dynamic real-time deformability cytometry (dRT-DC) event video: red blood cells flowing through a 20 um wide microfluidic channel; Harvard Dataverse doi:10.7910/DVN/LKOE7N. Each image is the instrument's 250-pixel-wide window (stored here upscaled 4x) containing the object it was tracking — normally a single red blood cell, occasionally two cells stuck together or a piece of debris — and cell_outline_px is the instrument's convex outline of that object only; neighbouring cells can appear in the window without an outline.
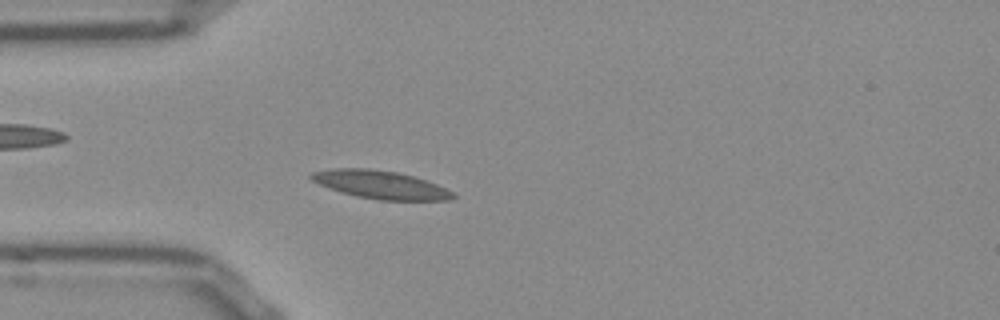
{"species": "Egyptian fruit bat (a non-hibernating species)", "species_latin": "Rousettus aegyptiacus", "temperature_condition": "room temperature", "stored_images_in_passage": 52, "camera_frame_rate_fps": 3000, "um_per_image_px": 0.085, "frame": {"image": 1, "passage_image": 14, "time_ms": 4.333, "image_size_px": [1000, 320], "cell_outline_px": [[456, 196], [448, 200], [376, 200], [356, 196], [340, 192], [320, 184], [312, 180], [308, 176], [312, 172], [332, 168], [368, 168], [396, 172], [412, 176], [436, 184], [452, 192]], "centroid_in_image_um": [32.29, 15.7], "position_along_channel_um": 52.7, "area_um2": 23.0}}
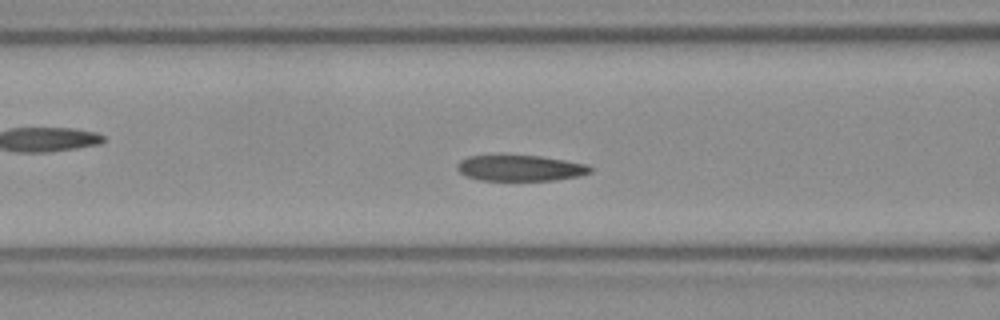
{"frame": {"image": 2, "passage_image": 20, "time_ms": 6.333, "image_size_px": [1000, 320], "cell_outline_px": [[592, 172], [580, 176], [552, 180], [480, 180], [468, 176], [460, 172], [456, 168], [456, 164], [460, 160], [468, 156], [540, 156], [588, 164], [592, 168]], "centroid_in_image_um": [44.24, 14.29], "position_along_channel_um": 122.4, "area_um2": 19.88}}
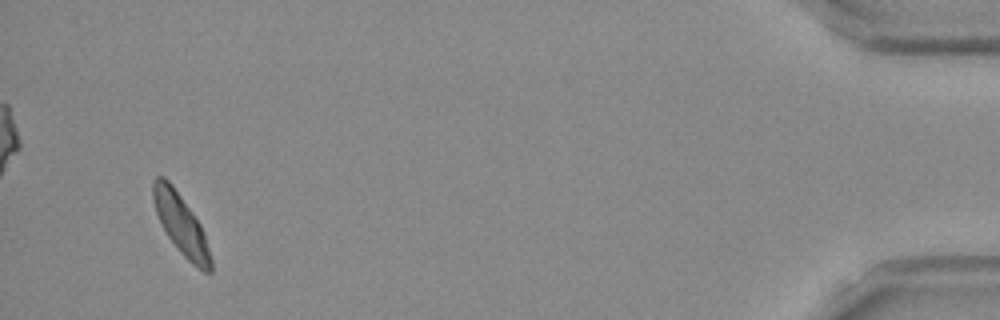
{"frame": {"image": 3, "passage_image": 50, "time_ms": 16.333, "image_size_px": [1000, 320], "cell_outline_px": [[212, 272], [204, 272], [192, 264], [180, 252], [168, 236], [156, 212], [152, 200], [152, 180], [156, 176], [164, 176], [172, 184], [200, 224], [204, 232], [212, 260]], "centroid_in_image_um": [15.38, 19.05], "position_along_channel_um": 419.8, "area_um2": 20.06}, "authors_computed_cell_mechanics": {"area_um2": 20.8658, "velocity_mm_per_s": 3.7877, "shape_relaxation_time_tau1_ms": null, "shape_relaxation_time_tau2_ms": 2.676, "deformation_change_tau1": null, "deformation_change_tau2": 0.0766}}